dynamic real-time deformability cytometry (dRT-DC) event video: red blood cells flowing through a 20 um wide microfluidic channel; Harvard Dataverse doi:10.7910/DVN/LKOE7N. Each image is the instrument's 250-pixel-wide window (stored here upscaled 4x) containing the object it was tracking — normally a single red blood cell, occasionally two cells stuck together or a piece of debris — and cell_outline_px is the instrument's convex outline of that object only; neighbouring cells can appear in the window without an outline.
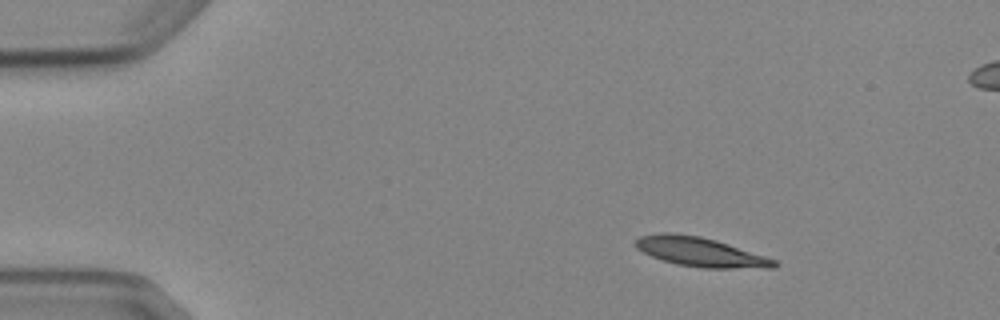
{"species": "Egyptian fruit bat (a non-hibernating species)", "species_latin": "Rousettus aegyptiacus", "temperature_condition": "cold", "stored_images_in_passage": 4, "camera_frame_rate_fps": 3000, "um_per_image_px": 0.085, "animal": {"sex": "female"}, "frame": {"image": 1, "passage_image": 1, "time_ms": 0.0, "image_size_px": [1000, 320], "cell_outline_px": [[780, 264], [776, 268], [704, 268], [676, 264], [652, 256], [636, 248], [636, 240], [640, 236], [660, 232], [672, 232], [700, 236], [716, 240], [776, 260]], "centroid_in_image_um": [59.54, 21.41], "position_along_channel_um": 25.5, "area_um2": 23.52}}